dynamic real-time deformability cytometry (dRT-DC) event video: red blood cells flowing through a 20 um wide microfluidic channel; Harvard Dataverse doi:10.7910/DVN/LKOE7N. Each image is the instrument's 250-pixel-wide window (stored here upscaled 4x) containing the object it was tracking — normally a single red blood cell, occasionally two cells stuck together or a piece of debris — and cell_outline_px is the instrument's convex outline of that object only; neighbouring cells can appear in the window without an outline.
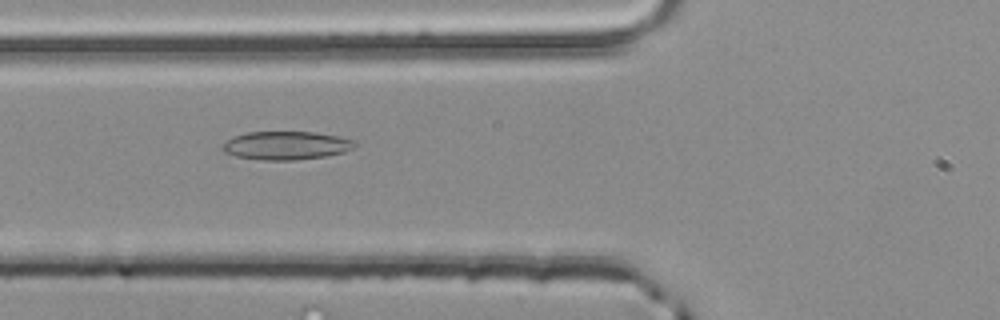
{"species": "common noctule bat (a hibernating species)", "species_latin": "Nyctalus noctula", "temperature_condition": "room temperature", "stored_images_in_passage": 44, "camera_frame_rate_fps": 3000, "um_per_image_px": 0.085, "animal": {"sex": "male", "body_mass_g": 20.4}, "frame": {"image": 1, "passage_image": 12, "time_ms": 3.667, "image_size_px": [1000, 320], "cell_outline_px": [[360, 144], [356, 148], [344, 152], [324, 156], [296, 160], [260, 160], [236, 156], [224, 152], [220, 148], [232, 136], [248, 132], [316, 132], [356, 140]], "centroid_in_image_um": [24.37, 12.36], "position_along_channel_um": 101.4, "area_um2": 22.08}}
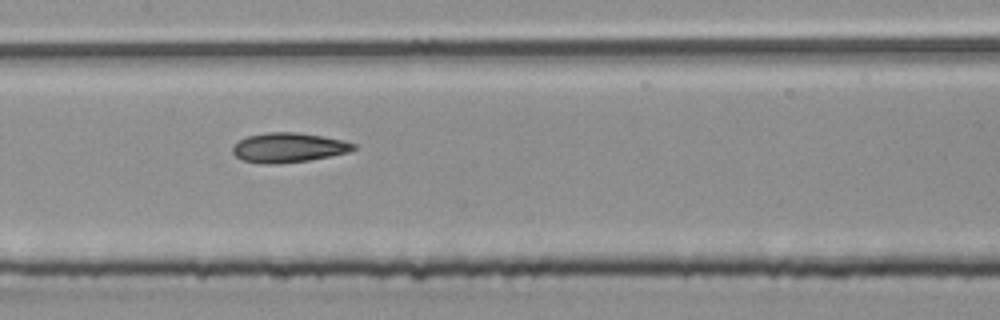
{"frame": {"image": 2, "passage_image": 18, "time_ms": 5.667, "image_size_px": [1000, 320], "cell_outline_px": [[356, 148], [348, 152], [332, 156], [308, 160], [276, 164], [260, 164], [244, 160], [236, 156], [232, 152], [232, 148], [240, 140], [248, 136], [268, 132], [296, 132], [344, 140], [356, 144]], "centroid_in_image_um": [24.54, 12.55], "position_along_channel_um": 182.9, "area_um2": 20.75}}
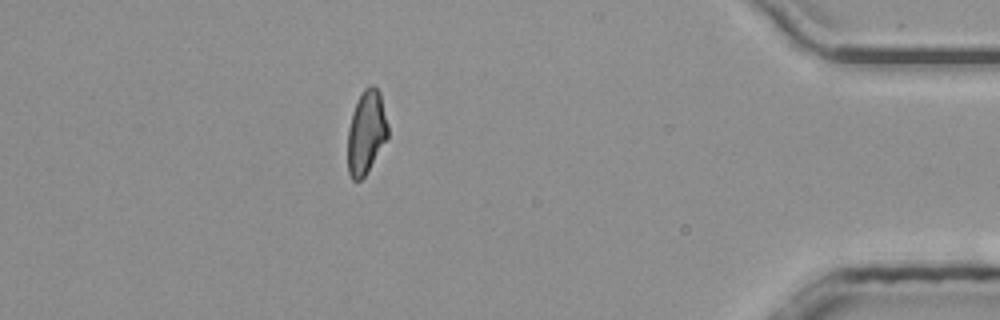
{"frame": {"image": 3, "passage_image": 38, "time_ms": 12.333, "image_size_px": [1000, 320], "cell_outline_px": [[388, 136], [368, 172], [360, 180], [352, 180], [348, 172], [348, 128], [352, 112], [364, 88], [372, 84], [380, 92], [388, 124]], "centroid_in_image_um": [31.13, 11.26], "position_along_channel_um": 404.1, "area_um2": 19.48}, "authors_computed_cell_mechanics": {"area_um2": 20.4612, "velocity_mm_per_s": 4.0389, "shape_relaxation_time_tau1_ms": null, "shape_relaxation_time_tau2_ms": 3.6969, "deformation_change_tau1": null, "deformation_change_tau2": 0.1322}}